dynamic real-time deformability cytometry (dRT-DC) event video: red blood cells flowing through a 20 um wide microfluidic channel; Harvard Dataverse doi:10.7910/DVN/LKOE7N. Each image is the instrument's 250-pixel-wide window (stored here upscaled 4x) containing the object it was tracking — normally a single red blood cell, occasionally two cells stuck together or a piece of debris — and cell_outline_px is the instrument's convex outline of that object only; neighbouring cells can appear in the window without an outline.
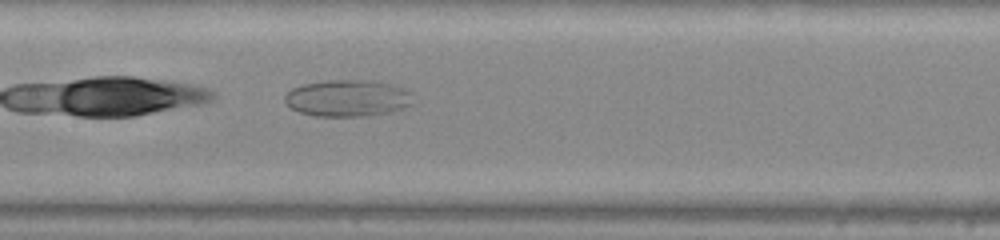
{"species": "common noctule bat (a hibernating species)", "species_latin": "Nyctalus noctula", "temperature_condition": "warm", "stored_images_in_passage": 30, "camera_frame_rate_fps": 3000, "um_per_image_px": 0.085, "animal": {"sex": "male", "body_mass_g": 20.0, "forearm_length_mm": 53.3}, "frame": {"image": 1, "passage_image": 9, "time_ms": 2.667, "image_size_px": [1000, 240], "cell_outline_px": [[412, 104], [388, 112], [364, 116], [316, 116], [300, 112], [292, 108], [284, 100], [284, 96], [292, 88], [304, 84], [324, 80], [368, 80], [388, 84], [412, 92]], "centroid_in_image_um": [29.51, 8.34], "position_along_channel_um": 177.9, "area_um2": 27.11}}
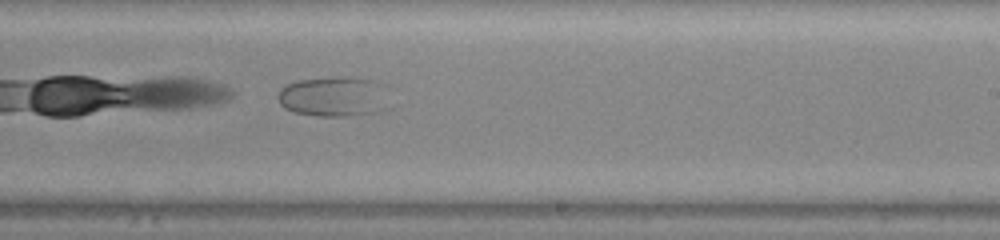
{"frame": {"image": 2, "passage_image": 15, "time_ms": 4.667, "image_size_px": [1000, 240], "cell_outline_px": [[400, 104], [392, 108], [380, 112], [348, 116], [320, 116], [292, 112], [284, 108], [280, 104], [276, 96], [280, 88], [288, 84], [300, 80], [336, 76], [352, 76], [376, 80], [388, 84]], "centroid_in_image_um": [28.66, 8.2], "position_along_channel_um": 260.3, "area_um2": 28.26}}
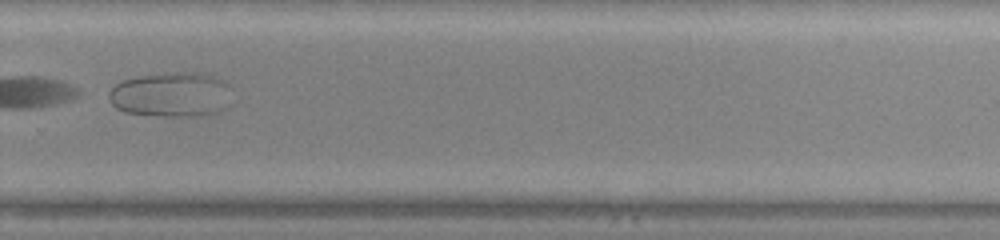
{"frame": {"image": 3, "passage_image": 19, "time_ms": 6.0, "image_size_px": [1000, 240], "cell_outline_px": [[228, 104], [220, 112], [200, 116], [156, 116], [124, 112], [116, 108], [108, 100], [108, 92], [116, 84], [124, 80], [140, 76], [176, 72], [192, 72], [208, 76], [220, 80], [228, 84]], "centroid_in_image_um": [14.5, 8.07], "position_along_channel_um": 315.3, "area_um2": 31.85}}